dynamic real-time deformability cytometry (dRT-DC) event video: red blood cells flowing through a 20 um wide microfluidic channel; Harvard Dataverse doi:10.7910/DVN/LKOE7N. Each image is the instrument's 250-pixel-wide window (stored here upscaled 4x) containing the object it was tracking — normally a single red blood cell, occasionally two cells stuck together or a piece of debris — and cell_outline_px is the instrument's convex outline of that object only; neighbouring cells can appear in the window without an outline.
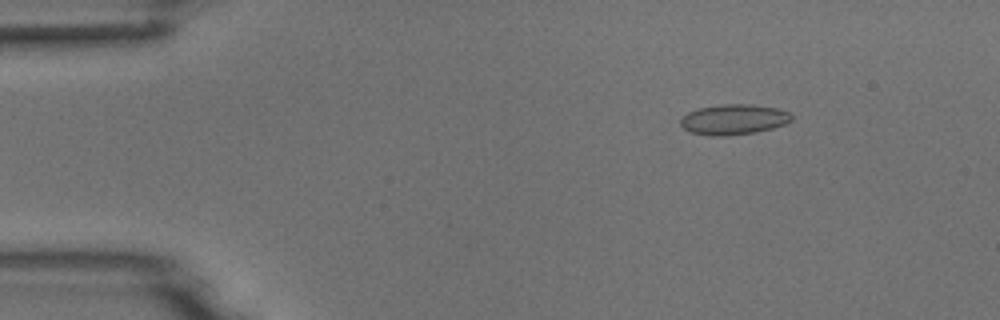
{"species": "common noctule bat (a hibernating species)", "species_latin": "Nyctalus noctula", "temperature_condition": "room temperature", "stored_images_in_passage": 4, "camera_frame_rate_fps": 3000, "um_per_image_px": 0.085, "animal": {"sex": "male", "body_mass_g": 18.8}, "frame": {"image": 1, "passage_image": 2, "time_ms": 1.0, "image_size_px": [1000, 320], "cell_outline_px": [[792, 120], [784, 124], [772, 128], [756, 132], [728, 136], [712, 136], [692, 132], [684, 128], [680, 124], [680, 120], [688, 112], [696, 108], [724, 104], [748, 104], [776, 108], [788, 112], [792, 116]], "centroid_in_image_um": [62.35, 10.15], "position_along_channel_um": 22.6, "area_um2": 19.54}}